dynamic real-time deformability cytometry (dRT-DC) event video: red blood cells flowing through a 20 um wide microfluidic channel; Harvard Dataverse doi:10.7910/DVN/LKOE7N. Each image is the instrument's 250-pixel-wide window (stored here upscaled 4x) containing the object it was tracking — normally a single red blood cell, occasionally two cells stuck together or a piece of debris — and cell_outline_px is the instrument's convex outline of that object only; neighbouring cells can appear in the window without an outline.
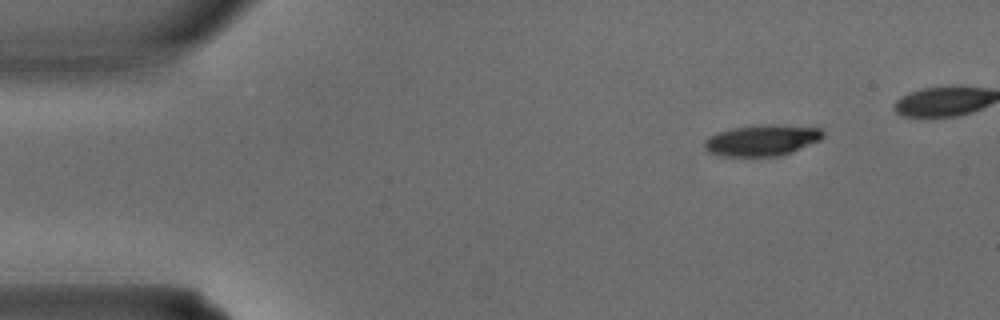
{"species": "common noctule bat (a hibernating species)", "species_latin": "Nyctalus noctula", "temperature_condition": "warm", "stored_images_in_passage": 4, "camera_frame_rate_fps": 3000, "um_per_image_px": 0.085, "animal": {"sex": "male", "body_mass_g": 15.6}, "frame": {"image": 1, "passage_image": 1, "time_ms": 0.0, "image_size_px": [1000, 320], "cell_outline_px": [[824, 136], [820, 140], [792, 152], [780, 156], [724, 156], [708, 152], [704, 148], [704, 140], [708, 136], [732, 128], [760, 124], [764, 124], [820, 128], [824, 132]], "centroid_in_image_um": [64.75, 11.93], "position_along_channel_um": 20.2, "area_um2": 21.44}}